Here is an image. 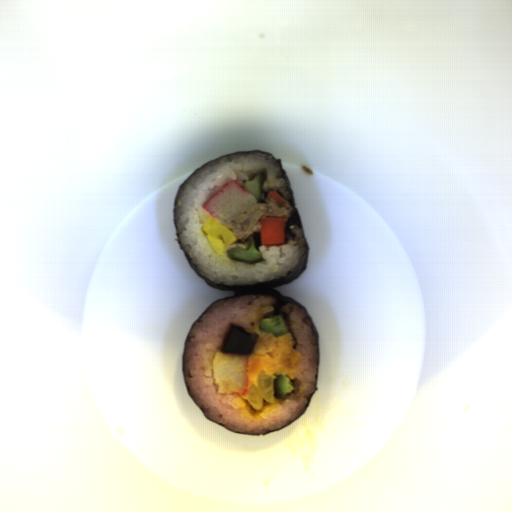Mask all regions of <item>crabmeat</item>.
Here are the masks:
<instances>
[{"label":"crabmeat","instance_id":"obj_1","mask_svg":"<svg viewBox=\"0 0 512 512\" xmlns=\"http://www.w3.org/2000/svg\"><path fill=\"white\" fill-rule=\"evenodd\" d=\"M216 394L246 395L248 392V354L216 352L211 361Z\"/></svg>","mask_w":512,"mask_h":512},{"label":"crabmeat","instance_id":"obj_2","mask_svg":"<svg viewBox=\"0 0 512 512\" xmlns=\"http://www.w3.org/2000/svg\"><path fill=\"white\" fill-rule=\"evenodd\" d=\"M256 204L257 198L233 180L224 185L202 208L210 217L229 226L230 222Z\"/></svg>","mask_w":512,"mask_h":512}]
</instances>
